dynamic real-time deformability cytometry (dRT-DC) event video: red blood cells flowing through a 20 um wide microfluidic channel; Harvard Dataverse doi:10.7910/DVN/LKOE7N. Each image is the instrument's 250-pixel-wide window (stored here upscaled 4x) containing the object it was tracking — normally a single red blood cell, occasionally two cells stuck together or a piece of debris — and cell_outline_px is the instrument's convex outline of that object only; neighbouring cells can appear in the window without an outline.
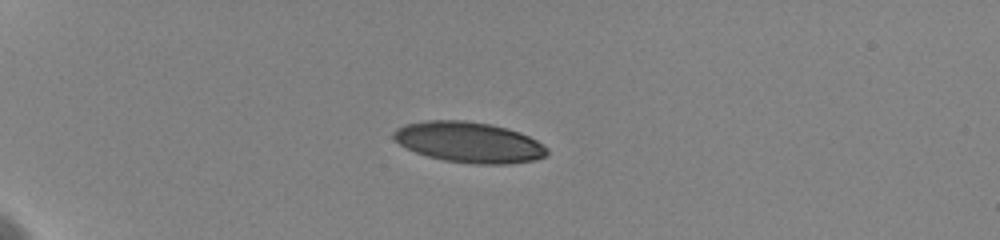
{"species": "human", "species_latin": "Homo sapiens", "temperature_condition": "cold", "stored_images_in_passage": 10, "camera_frame_rate_fps": 3000, "um_per_image_px": 0.085, "donor": {"sex": "female"}, "frame": {"image": 1, "passage_image": 1, "time_ms": 0.0, "image_size_px": [1000, 240], "cell_outline_px": [[548, 152], [544, 156], [536, 160], [508, 164], [476, 164], [444, 160], [428, 156], [416, 152], [400, 144], [392, 136], [392, 132], [396, 128], [404, 124], [424, 120], [464, 120], [492, 124], [520, 132], [536, 140], [548, 148]], "centroid_in_image_um": [39.86, 12.08], "position_along_channel_um": 45.1, "area_um2": 36.41}}